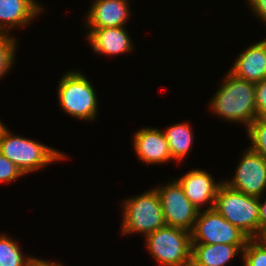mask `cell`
<instances>
[{
	"label": "cell",
	"mask_w": 266,
	"mask_h": 266,
	"mask_svg": "<svg viewBox=\"0 0 266 266\" xmlns=\"http://www.w3.org/2000/svg\"><path fill=\"white\" fill-rule=\"evenodd\" d=\"M224 78L209 108L227 122L244 124L247 129L257 118L255 83L237 78L229 71Z\"/></svg>",
	"instance_id": "1"
},
{
	"label": "cell",
	"mask_w": 266,
	"mask_h": 266,
	"mask_svg": "<svg viewBox=\"0 0 266 266\" xmlns=\"http://www.w3.org/2000/svg\"><path fill=\"white\" fill-rule=\"evenodd\" d=\"M0 152L12 161L24 175L39 171L49 163L67 159L63 152L34 139L13 135L9 128L0 141Z\"/></svg>",
	"instance_id": "2"
},
{
	"label": "cell",
	"mask_w": 266,
	"mask_h": 266,
	"mask_svg": "<svg viewBox=\"0 0 266 266\" xmlns=\"http://www.w3.org/2000/svg\"><path fill=\"white\" fill-rule=\"evenodd\" d=\"M57 86L58 102L65 113L84 121L96 120L98 96L85 74L70 70L63 74Z\"/></svg>",
	"instance_id": "3"
},
{
	"label": "cell",
	"mask_w": 266,
	"mask_h": 266,
	"mask_svg": "<svg viewBox=\"0 0 266 266\" xmlns=\"http://www.w3.org/2000/svg\"><path fill=\"white\" fill-rule=\"evenodd\" d=\"M214 208L250 239L259 238V198L236 191L222 182Z\"/></svg>",
	"instance_id": "4"
},
{
	"label": "cell",
	"mask_w": 266,
	"mask_h": 266,
	"mask_svg": "<svg viewBox=\"0 0 266 266\" xmlns=\"http://www.w3.org/2000/svg\"><path fill=\"white\" fill-rule=\"evenodd\" d=\"M131 197L121 203L124 213L120 227L122 235L141 233L145 237L166 225L160 199L154 187Z\"/></svg>",
	"instance_id": "5"
},
{
	"label": "cell",
	"mask_w": 266,
	"mask_h": 266,
	"mask_svg": "<svg viewBox=\"0 0 266 266\" xmlns=\"http://www.w3.org/2000/svg\"><path fill=\"white\" fill-rule=\"evenodd\" d=\"M152 258L162 266H191V232L177 227H161L145 236Z\"/></svg>",
	"instance_id": "6"
},
{
	"label": "cell",
	"mask_w": 266,
	"mask_h": 266,
	"mask_svg": "<svg viewBox=\"0 0 266 266\" xmlns=\"http://www.w3.org/2000/svg\"><path fill=\"white\" fill-rule=\"evenodd\" d=\"M249 239L243 231L227 221L215 208L199 210L191 231V244L246 245Z\"/></svg>",
	"instance_id": "7"
},
{
	"label": "cell",
	"mask_w": 266,
	"mask_h": 266,
	"mask_svg": "<svg viewBox=\"0 0 266 266\" xmlns=\"http://www.w3.org/2000/svg\"><path fill=\"white\" fill-rule=\"evenodd\" d=\"M165 184L154 187L160 199L165 224L191 232L199 209L185 196L182 186L176 179H170V182Z\"/></svg>",
	"instance_id": "8"
},
{
	"label": "cell",
	"mask_w": 266,
	"mask_h": 266,
	"mask_svg": "<svg viewBox=\"0 0 266 266\" xmlns=\"http://www.w3.org/2000/svg\"><path fill=\"white\" fill-rule=\"evenodd\" d=\"M245 149L233 178L223 182L236 191L260 198L266 191V160L250 147Z\"/></svg>",
	"instance_id": "9"
},
{
	"label": "cell",
	"mask_w": 266,
	"mask_h": 266,
	"mask_svg": "<svg viewBox=\"0 0 266 266\" xmlns=\"http://www.w3.org/2000/svg\"><path fill=\"white\" fill-rule=\"evenodd\" d=\"M129 3L130 0H94L86 12L87 33L94 28L124 27L131 16Z\"/></svg>",
	"instance_id": "10"
},
{
	"label": "cell",
	"mask_w": 266,
	"mask_h": 266,
	"mask_svg": "<svg viewBox=\"0 0 266 266\" xmlns=\"http://www.w3.org/2000/svg\"><path fill=\"white\" fill-rule=\"evenodd\" d=\"M182 186L185 196L199 210L207 203L210 205L206 209L215 206L216 194L223 181L215 182L212 175L202 169H193L180 178H175Z\"/></svg>",
	"instance_id": "11"
},
{
	"label": "cell",
	"mask_w": 266,
	"mask_h": 266,
	"mask_svg": "<svg viewBox=\"0 0 266 266\" xmlns=\"http://www.w3.org/2000/svg\"><path fill=\"white\" fill-rule=\"evenodd\" d=\"M133 147L136 155L144 164H162L172 160L169 145L163 130L145 127L133 135Z\"/></svg>",
	"instance_id": "12"
},
{
	"label": "cell",
	"mask_w": 266,
	"mask_h": 266,
	"mask_svg": "<svg viewBox=\"0 0 266 266\" xmlns=\"http://www.w3.org/2000/svg\"><path fill=\"white\" fill-rule=\"evenodd\" d=\"M86 37L88 44L98 55L110 57L133 51L134 44L125 26L94 28Z\"/></svg>",
	"instance_id": "13"
},
{
	"label": "cell",
	"mask_w": 266,
	"mask_h": 266,
	"mask_svg": "<svg viewBox=\"0 0 266 266\" xmlns=\"http://www.w3.org/2000/svg\"><path fill=\"white\" fill-rule=\"evenodd\" d=\"M43 10L35 0H0V34L9 35L13 28L28 26Z\"/></svg>",
	"instance_id": "14"
},
{
	"label": "cell",
	"mask_w": 266,
	"mask_h": 266,
	"mask_svg": "<svg viewBox=\"0 0 266 266\" xmlns=\"http://www.w3.org/2000/svg\"><path fill=\"white\" fill-rule=\"evenodd\" d=\"M238 55L229 72L253 83L262 81L266 68V38L250 45Z\"/></svg>",
	"instance_id": "15"
},
{
	"label": "cell",
	"mask_w": 266,
	"mask_h": 266,
	"mask_svg": "<svg viewBox=\"0 0 266 266\" xmlns=\"http://www.w3.org/2000/svg\"><path fill=\"white\" fill-rule=\"evenodd\" d=\"M245 248V245L192 244L191 266H225Z\"/></svg>",
	"instance_id": "16"
},
{
	"label": "cell",
	"mask_w": 266,
	"mask_h": 266,
	"mask_svg": "<svg viewBox=\"0 0 266 266\" xmlns=\"http://www.w3.org/2000/svg\"><path fill=\"white\" fill-rule=\"evenodd\" d=\"M169 150L173 161L185 159L191 151L193 140V130L188 122H180L167 127L164 131Z\"/></svg>",
	"instance_id": "17"
},
{
	"label": "cell",
	"mask_w": 266,
	"mask_h": 266,
	"mask_svg": "<svg viewBox=\"0 0 266 266\" xmlns=\"http://www.w3.org/2000/svg\"><path fill=\"white\" fill-rule=\"evenodd\" d=\"M18 243L9 235L0 233V266H27L34 259L33 255H24Z\"/></svg>",
	"instance_id": "18"
},
{
	"label": "cell",
	"mask_w": 266,
	"mask_h": 266,
	"mask_svg": "<svg viewBox=\"0 0 266 266\" xmlns=\"http://www.w3.org/2000/svg\"><path fill=\"white\" fill-rule=\"evenodd\" d=\"M16 46L17 39L12 34H0V79L14 67Z\"/></svg>",
	"instance_id": "19"
},
{
	"label": "cell",
	"mask_w": 266,
	"mask_h": 266,
	"mask_svg": "<svg viewBox=\"0 0 266 266\" xmlns=\"http://www.w3.org/2000/svg\"><path fill=\"white\" fill-rule=\"evenodd\" d=\"M250 148L266 160V117H257L246 129Z\"/></svg>",
	"instance_id": "20"
},
{
	"label": "cell",
	"mask_w": 266,
	"mask_h": 266,
	"mask_svg": "<svg viewBox=\"0 0 266 266\" xmlns=\"http://www.w3.org/2000/svg\"><path fill=\"white\" fill-rule=\"evenodd\" d=\"M244 266H266V245L259 239H249L241 255Z\"/></svg>",
	"instance_id": "21"
},
{
	"label": "cell",
	"mask_w": 266,
	"mask_h": 266,
	"mask_svg": "<svg viewBox=\"0 0 266 266\" xmlns=\"http://www.w3.org/2000/svg\"><path fill=\"white\" fill-rule=\"evenodd\" d=\"M23 176L21 170L0 152V183H11Z\"/></svg>",
	"instance_id": "22"
},
{
	"label": "cell",
	"mask_w": 266,
	"mask_h": 266,
	"mask_svg": "<svg viewBox=\"0 0 266 266\" xmlns=\"http://www.w3.org/2000/svg\"><path fill=\"white\" fill-rule=\"evenodd\" d=\"M257 117H266V81L255 83Z\"/></svg>",
	"instance_id": "23"
},
{
	"label": "cell",
	"mask_w": 266,
	"mask_h": 266,
	"mask_svg": "<svg viewBox=\"0 0 266 266\" xmlns=\"http://www.w3.org/2000/svg\"><path fill=\"white\" fill-rule=\"evenodd\" d=\"M250 10L252 9L253 13L257 18L266 25V0H246Z\"/></svg>",
	"instance_id": "24"
},
{
	"label": "cell",
	"mask_w": 266,
	"mask_h": 266,
	"mask_svg": "<svg viewBox=\"0 0 266 266\" xmlns=\"http://www.w3.org/2000/svg\"><path fill=\"white\" fill-rule=\"evenodd\" d=\"M263 197L259 198V237L266 232V199L262 202L261 199Z\"/></svg>",
	"instance_id": "25"
},
{
	"label": "cell",
	"mask_w": 266,
	"mask_h": 266,
	"mask_svg": "<svg viewBox=\"0 0 266 266\" xmlns=\"http://www.w3.org/2000/svg\"><path fill=\"white\" fill-rule=\"evenodd\" d=\"M64 264L60 263V262H52L49 260H43L41 258H36L34 257V259L27 265V266H63Z\"/></svg>",
	"instance_id": "26"
},
{
	"label": "cell",
	"mask_w": 266,
	"mask_h": 266,
	"mask_svg": "<svg viewBox=\"0 0 266 266\" xmlns=\"http://www.w3.org/2000/svg\"><path fill=\"white\" fill-rule=\"evenodd\" d=\"M7 126H5L1 121H0V141L3 137V134L5 133V131L7 130Z\"/></svg>",
	"instance_id": "27"
},
{
	"label": "cell",
	"mask_w": 266,
	"mask_h": 266,
	"mask_svg": "<svg viewBox=\"0 0 266 266\" xmlns=\"http://www.w3.org/2000/svg\"><path fill=\"white\" fill-rule=\"evenodd\" d=\"M259 239L266 245V232L262 233Z\"/></svg>",
	"instance_id": "28"
},
{
	"label": "cell",
	"mask_w": 266,
	"mask_h": 266,
	"mask_svg": "<svg viewBox=\"0 0 266 266\" xmlns=\"http://www.w3.org/2000/svg\"><path fill=\"white\" fill-rule=\"evenodd\" d=\"M262 80L266 81V68H265V72H264V76Z\"/></svg>",
	"instance_id": "29"
}]
</instances>
